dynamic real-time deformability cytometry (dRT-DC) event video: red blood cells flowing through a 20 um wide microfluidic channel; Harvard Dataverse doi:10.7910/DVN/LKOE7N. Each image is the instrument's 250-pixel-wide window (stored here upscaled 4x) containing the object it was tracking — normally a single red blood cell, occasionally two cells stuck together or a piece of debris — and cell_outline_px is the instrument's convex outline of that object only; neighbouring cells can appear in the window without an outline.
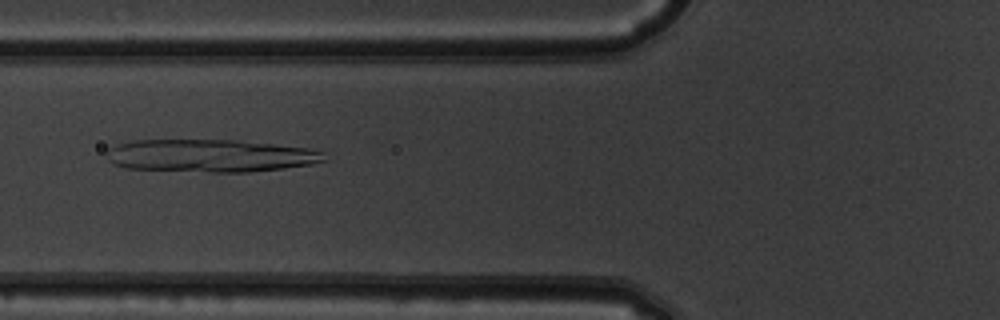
{"species": "common noctule bat (a hibernating species)", "species_latin": "Nyctalus noctula", "temperature_condition": "warm", "stored_images_in_passage": 47, "camera_frame_rate_fps": 3000, "um_per_image_px": 0.085, "animal": {"sex": "male", "body_mass_g": 19.5, "forearm_length_mm": 54.6}, "frame": {"image": 1, "passage_image": 16, "time_ms": 5.0, "image_size_px": [1000, 320], "cell_outline_px": [[328, 160], [312, 164], [284, 168], [252, 172], [212, 172], [128, 168], [116, 164], [108, 160], [104, 152], [108, 148], [116, 144], [132, 140], [236, 140], [308, 148], [324, 152]], "centroid_in_image_um": [17.88, 13.23], "position_along_channel_um": 107.9, "area_um2": 41.62}}
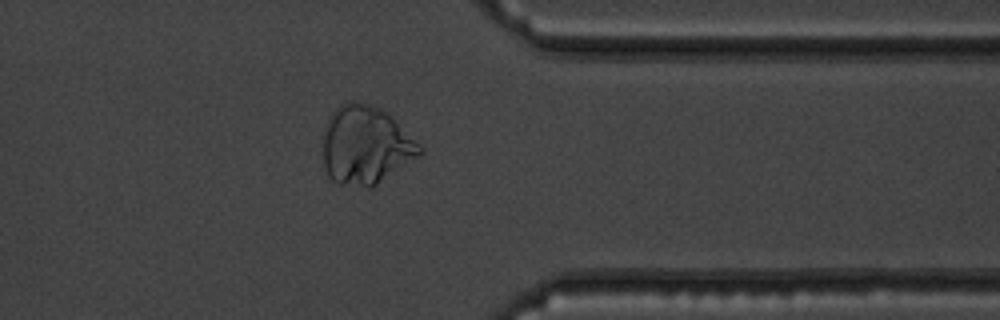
{"frame": {"image": 2, "passage_image": 37, "time_ms": 12.0, "image_size_px": [1000, 320], "cell_outline_px": [[424, 152], [420, 156], [372, 188], [368, 188], [340, 184], [332, 180], [328, 176], [324, 164], [324, 128], [332, 112], [340, 104], [348, 100], [352, 100], [368, 104], [380, 108], [420, 144], [424, 148]], "centroid_in_image_um": [31.08, 12.37], "position_along_channel_um": 380.3, "area_um2": 44.16}}
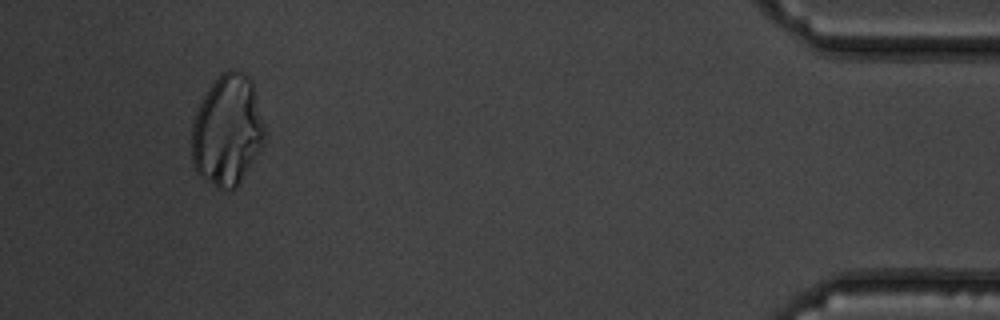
{"frame": {"image": 3, "passage_image": 44, "time_ms": 14.333, "image_size_px": [1000, 320], "cell_outline_px": [[264, 144], [236, 188], [216, 188], [200, 176], [196, 172], [192, 160], [192, 124], [196, 112], [208, 88], [224, 72], [232, 68], [236, 68], [248, 76], [252, 80], [264, 128]], "centroid_in_image_um": [19.31, 11.09], "position_along_channel_um": 415.9, "area_um2": 46.76}}